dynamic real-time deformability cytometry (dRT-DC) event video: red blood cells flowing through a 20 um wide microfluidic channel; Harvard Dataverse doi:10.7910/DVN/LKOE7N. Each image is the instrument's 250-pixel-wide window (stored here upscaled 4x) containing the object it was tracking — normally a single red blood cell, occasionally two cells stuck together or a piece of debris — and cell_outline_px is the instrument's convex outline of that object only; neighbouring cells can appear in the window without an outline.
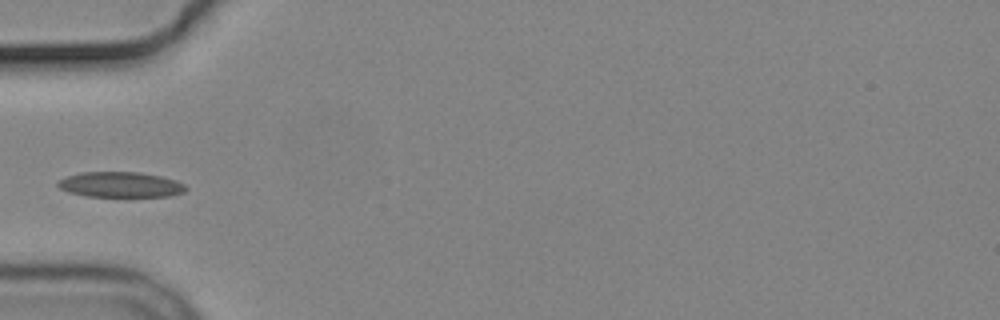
{"species": "common noctule bat (a hibernating species)", "species_latin": "Nyctalus noctula", "temperature_condition": "cold", "stored_images_in_passage": 1, "camera_frame_rate_fps": 3000, "um_per_image_px": 0.085, "animal": {"sex": "male", "body_mass_g": 19.2, "forearm_length_mm": 51.8}, "frame": {"image": 1, "passage_image": 1, "time_ms": 0.0, "image_size_px": [1000, 320], "cell_outline_px": [[188, 188], [184, 192], [168, 196], [88, 196], [68, 192], [60, 188], [56, 184], [60, 180], [68, 176], [80, 172], [140, 172], [160, 176], [176, 180], [184, 184]], "centroid_in_image_um": [10.25, 15.69], "position_along_channel_um": 74.7, "area_um2": 18.79}}